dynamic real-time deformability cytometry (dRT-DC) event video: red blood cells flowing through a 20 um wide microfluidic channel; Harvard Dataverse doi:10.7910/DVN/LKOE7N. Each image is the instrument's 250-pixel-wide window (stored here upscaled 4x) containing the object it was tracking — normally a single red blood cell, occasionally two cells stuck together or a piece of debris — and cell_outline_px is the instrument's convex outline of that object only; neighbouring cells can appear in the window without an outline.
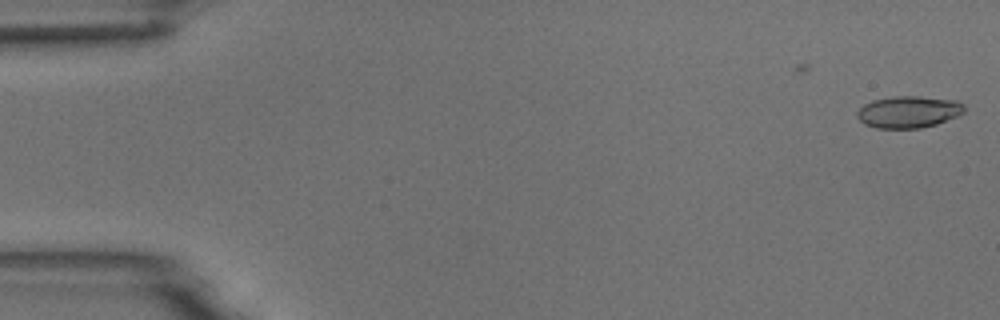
{"species": "common noctule bat (a hibernating species)", "species_latin": "Nyctalus noctula", "temperature_condition": "room temperature", "stored_images_in_passage": 6, "camera_frame_rate_fps": 3000, "um_per_image_px": 0.085, "animal": {"sex": "male", "body_mass_g": 18.8}, "frame": {"image": 1, "passage_image": 6, "time_ms": 1.667, "image_size_px": [1000, 320], "cell_outline_px": [[964, 112], [956, 116], [936, 124], [920, 128], [876, 128], [864, 124], [856, 116], [856, 112], [864, 104], [872, 100], [892, 96], [920, 96], [956, 100], [964, 104]], "centroid_in_image_um": [77.2, 9.5], "position_along_channel_um": 7.8, "area_um2": 19.94}}